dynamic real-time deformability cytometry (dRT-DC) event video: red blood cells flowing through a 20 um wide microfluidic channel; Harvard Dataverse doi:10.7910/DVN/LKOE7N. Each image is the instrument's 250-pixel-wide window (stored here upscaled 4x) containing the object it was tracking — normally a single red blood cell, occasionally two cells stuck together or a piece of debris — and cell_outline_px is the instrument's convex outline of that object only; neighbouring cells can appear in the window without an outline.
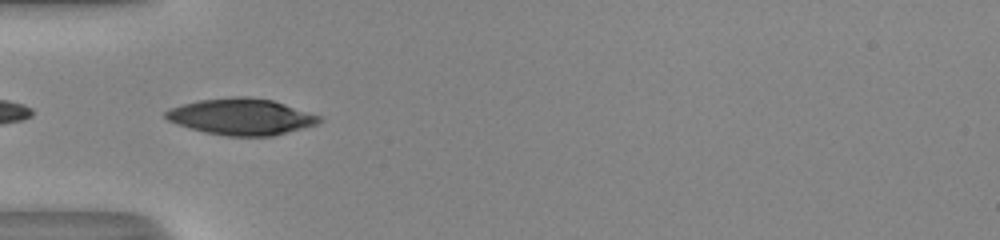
{"species": "human", "species_latin": "Homo sapiens", "temperature_condition": "room temperature", "stored_images_in_passage": 35, "camera_frame_rate_fps": 3000, "um_per_image_px": 0.085, "donor": {"sex": "male"}, "frame": {"image": 1, "passage_image": 1, "time_ms": 0.0, "image_size_px": [1000, 240], "cell_outline_px": [[324, 120], [316, 124], [272, 136], [228, 136], [204, 132], [168, 120], [164, 116], [164, 112], [172, 108], [184, 104], [200, 100], [232, 96], [248, 96], [272, 100], [324, 116]], "centroid_in_image_um": [20.57, 9.91], "position_along_channel_um": 64.4, "area_um2": 32.37}}
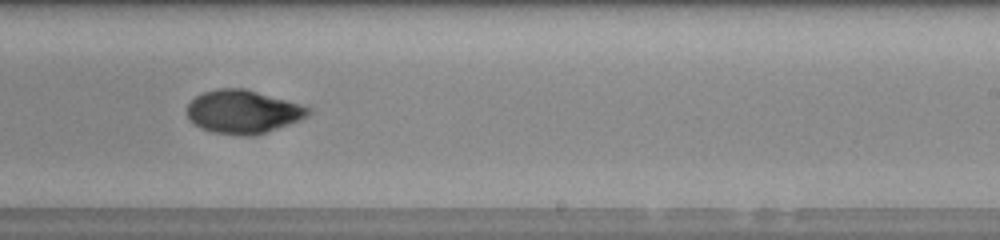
{"frame": {"image": 2, "passage_image": 16, "time_ms": 5.0, "image_size_px": [1000, 240], "cell_outline_px": [[312, 112], [308, 116], [300, 120], [252, 136], [244, 136], [212, 132], [200, 128], [188, 116], [188, 104], [196, 96], [204, 92], [216, 88], [244, 88], [300, 104], [312, 108]], "centroid_in_image_um": [20.67, 9.49], "position_along_channel_um": 268.3, "area_um2": 30.35}, "authors_computed_cell_mechanics": {"area_um2": 30.5184, "velocity_mm_per_s": 4.1299, "shape_relaxation_time_tau1_ms": null, "shape_relaxation_time_tau2_ms": 3.4433, "deformation_change_tau1": null, "deformation_change_tau2": 0.0562}}